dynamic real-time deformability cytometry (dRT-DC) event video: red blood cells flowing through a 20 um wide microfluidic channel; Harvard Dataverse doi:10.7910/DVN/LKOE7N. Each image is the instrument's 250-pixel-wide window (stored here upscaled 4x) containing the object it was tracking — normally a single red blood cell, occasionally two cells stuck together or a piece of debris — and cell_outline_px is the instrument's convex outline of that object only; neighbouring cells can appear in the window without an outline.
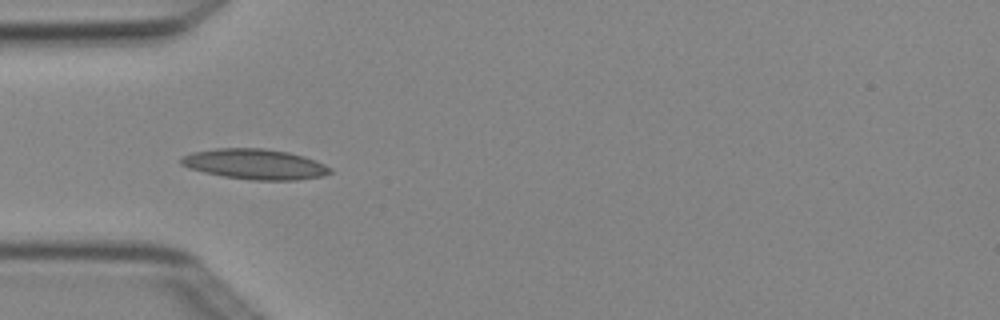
{"species": "Egyptian fruit bat (a non-hibernating species)", "species_latin": "Rousettus aegyptiacus", "temperature_condition": "cold", "stored_images_in_passage": 5, "camera_frame_rate_fps": 3000, "um_per_image_px": 0.085, "animal": {"sex": "female"}, "frame": {"image": 1, "passage_image": 2, "time_ms": 0.333, "image_size_px": [1000, 320], "cell_outline_px": [[332, 172], [324, 176], [296, 180], [252, 180], [224, 176], [204, 172], [188, 168], [180, 164], [180, 160], [184, 156], [192, 152], [216, 148], [264, 148], [288, 152], [304, 156], [324, 164], [332, 168]], "centroid_in_image_um": [21.68, 13.95], "position_along_channel_um": 63.3, "area_um2": 26.36}}
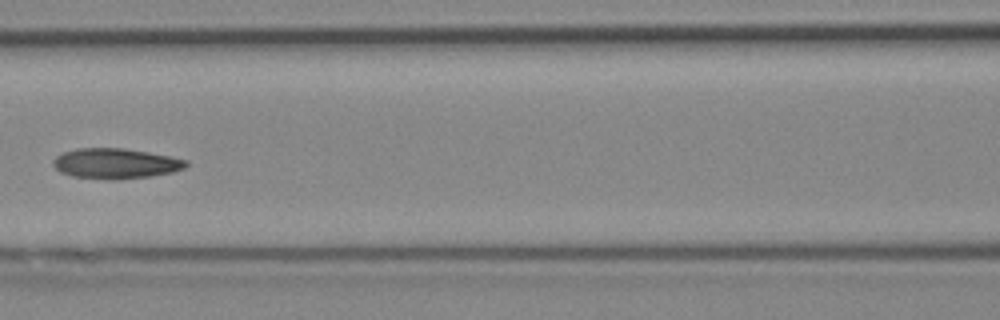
{"frame": {"image": 2, "passage_image": 4, "time_ms": 1.0, "image_size_px": [1000, 320], "cell_outline_px": [[188, 164], [184, 168], [172, 172], [148, 176], [116, 180], [108, 180], [72, 176], [60, 172], [52, 164], [52, 160], [56, 156], [64, 152], [76, 148], [124, 148], [148, 152], [188, 160]], "centroid_in_image_um": [9.79, 13.9], "position_along_channel_um": 156.8, "area_um2": 23.47}}
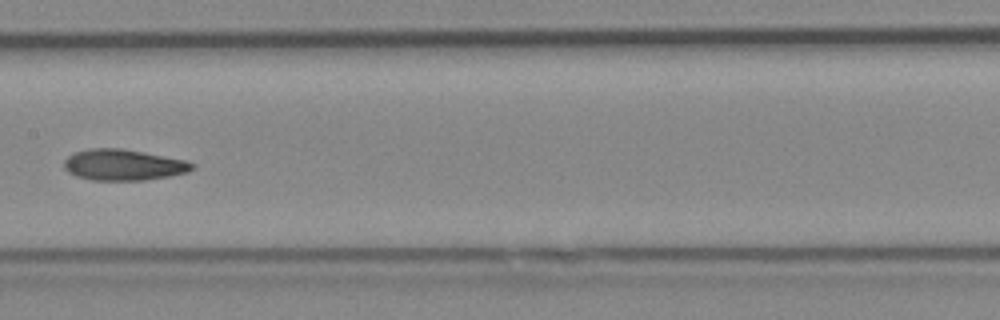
{"frame": {"image": 3, "passage_image": 5, "time_ms": 1.333, "image_size_px": [1000, 320], "cell_outline_px": [[196, 168], [188, 172], [168, 176], [144, 180], [92, 180], [76, 176], [68, 172], [64, 168], [64, 160], [72, 152], [88, 148], [120, 148], [144, 152], [188, 160], [196, 164]], "centroid_in_image_um": [10.5, 14.0], "position_along_channel_um": 196.9, "area_um2": 23.47}}